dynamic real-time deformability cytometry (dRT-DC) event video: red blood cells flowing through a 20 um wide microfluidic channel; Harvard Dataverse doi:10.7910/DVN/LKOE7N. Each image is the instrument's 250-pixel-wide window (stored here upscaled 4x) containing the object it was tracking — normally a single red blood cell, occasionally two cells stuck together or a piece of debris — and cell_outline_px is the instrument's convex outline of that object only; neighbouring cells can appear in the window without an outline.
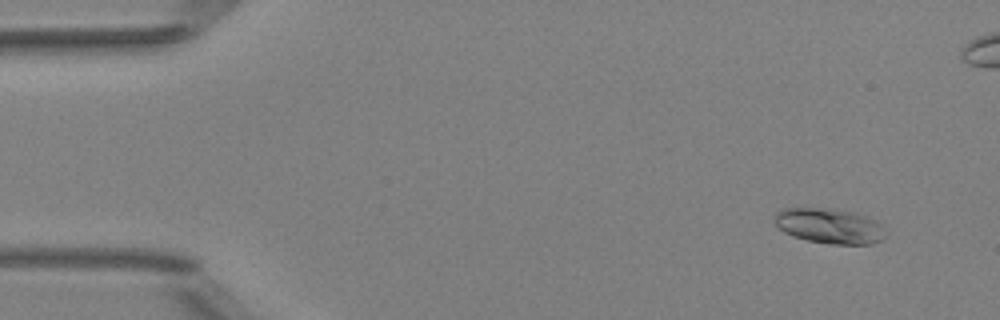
{"species": "Egyptian fruit bat (a non-hibernating species)", "species_latin": "Rousettus aegyptiacus", "temperature_condition": "room temperature", "stored_images_in_passage": 53, "camera_frame_rate_fps": 3000, "um_per_image_px": 0.085, "animal": {"sex": "female"}, "frame": {"image": 1, "passage_image": 5, "time_ms": 1.333, "image_size_px": [1000, 320], "cell_outline_px": [[884, 236], [880, 240], [872, 244], [832, 244], [808, 240], [792, 236], [784, 232], [776, 224], [776, 212], [784, 208], [804, 204], [852, 212], [868, 216], [876, 220], [880, 224]], "centroid_in_image_um": [70.44, 19.15], "position_along_channel_um": 14.6, "area_um2": 23.12}}
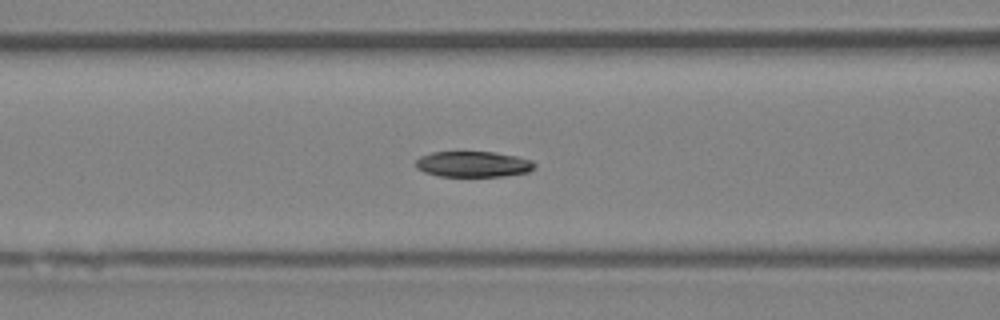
{"frame": {"image": 2, "passage_image": 22, "time_ms": 7.0, "image_size_px": [1000, 320], "cell_outline_px": [[536, 168], [528, 172], [504, 176], [440, 176], [424, 172], [416, 168], [416, 160], [420, 156], [432, 152], [496, 152], [516, 156], [532, 160], [536, 164]], "centroid_in_image_um": [40.24, 13.95], "position_along_channel_um": 126.4, "area_um2": 17.92}}
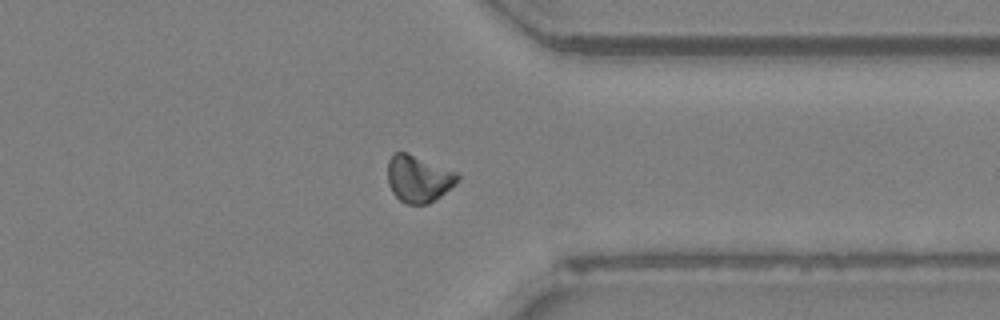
{"frame": {"image": 3, "passage_image": 41, "time_ms": 13.333, "image_size_px": [1000, 320], "cell_outline_px": [[460, 180], [456, 184], [440, 196], [428, 204], [404, 204], [392, 192], [388, 184], [388, 160], [392, 152], [408, 152], [460, 172]], "centroid_in_image_um": [35.6, 15.16], "position_along_channel_um": 375.8, "area_um2": 19.59}, "authors_computed_cell_mechanics": {"area_um2": 18.9006, "velocity_mm_per_s": 3.9984, "shape_relaxation_time_tau1_ms": 10.8729, "shape_relaxation_time_tau2_ms": null, "deformation_change_tau1": 0.2048, "deformation_change_tau2": null}}